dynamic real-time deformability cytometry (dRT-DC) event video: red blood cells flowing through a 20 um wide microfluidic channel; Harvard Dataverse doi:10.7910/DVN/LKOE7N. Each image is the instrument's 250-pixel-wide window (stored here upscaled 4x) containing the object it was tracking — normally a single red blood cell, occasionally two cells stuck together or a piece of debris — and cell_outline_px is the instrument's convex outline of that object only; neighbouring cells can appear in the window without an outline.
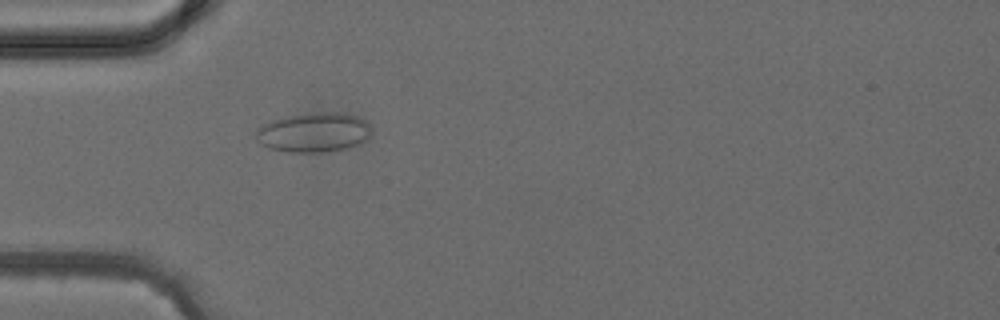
{"species": "common noctule bat (a hibernating species)", "species_latin": "Nyctalus noctula", "temperature_condition": "cold", "stored_images_in_passage": 3, "camera_frame_rate_fps": 3000, "um_per_image_px": 0.085, "animal": {"sex": "female", "body_mass_g": 24.6, "forearm_length_mm": 56.2}, "frame": {"image": 1, "passage_image": 3, "time_ms": 2.667, "image_size_px": [1000, 320], "cell_outline_px": [[372, 132], [368, 140], [360, 144], [344, 148], [320, 152], [288, 152], [268, 148], [260, 144], [256, 140], [256, 128], [272, 120], [288, 116], [316, 112], [344, 112], [360, 116], [372, 128]], "centroid_in_image_um": [26.69, 11.24], "position_along_channel_um": 58.3, "area_um2": 26.93}}